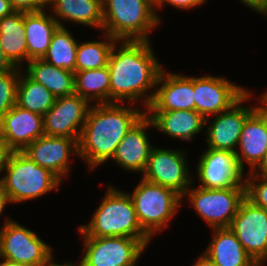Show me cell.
I'll return each instance as SVG.
<instances>
[{
	"instance_id": "obj_36",
	"label": "cell",
	"mask_w": 267,
	"mask_h": 266,
	"mask_svg": "<svg viewBox=\"0 0 267 266\" xmlns=\"http://www.w3.org/2000/svg\"><path fill=\"white\" fill-rule=\"evenodd\" d=\"M14 68L16 67L8 60L0 45V74L10 72Z\"/></svg>"
},
{
	"instance_id": "obj_44",
	"label": "cell",
	"mask_w": 267,
	"mask_h": 266,
	"mask_svg": "<svg viewBox=\"0 0 267 266\" xmlns=\"http://www.w3.org/2000/svg\"><path fill=\"white\" fill-rule=\"evenodd\" d=\"M53 266H75V265H73L71 262H67L64 264H56L53 262ZM77 266H84V265L81 262H79Z\"/></svg>"
},
{
	"instance_id": "obj_26",
	"label": "cell",
	"mask_w": 267,
	"mask_h": 266,
	"mask_svg": "<svg viewBox=\"0 0 267 266\" xmlns=\"http://www.w3.org/2000/svg\"><path fill=\"white\" fill-rule=\"evenodd\" d=\"M26 74L35 82L44 85L56 98L75 93L74 73L55 67L43 59L28 62Z\"/></svg>"
},
{
	"instance_id": "obj_25",
	"label": "cell",
	"mask_w": 267,
	"mask_h": 266,
	"mask_svg": "<svg viewBox=\"0 0 267 266\" xmlns=\"http://www.w3.org/2000/svg\"><path fill=\"white\" fill-rule=\"evenodd\" d=\"M0 45L8 60L15 66L27 61V42L24 37V11H15L0 19Z\"/></svg>"
},
{
	"instance_id": "obj_42",
	"label": "cell",
	"mask_w": 267,
	"mask_h": 266,
	"mask_svg": "<svg viewBox=\"0 0 267 266\" xmlns=\"http://www.w3.org/2000/svg\"><path fill=\"white\" fill-rule=\"evenodd\" d=\"M3 261H1L0 266H32L26 263H19V262H13L10 260H5L2 259Z\"/></svg>"
},
{
	"instance_id": "obj_19",
	"label": "cell",
	"mask_w": 267,
	"mask_h": 266,
	"mask_svg": "<svg viewBox=\"0 0 267 266\" xmlns=\"http://www.w3.org/2000/svg\"><path fill=\"white\" fill-rule=\"evenodd\" d=\"M150 126L154 128L151 118L145 113L130 128L112 157L119 166L130 172H144L153 148L146 132Z\"/></svg>"
},
{
	"instance_id": "obj_30",
	"label": "cell",
	"mask_w": 267,
	"mask_h": 266,
	"mask_svg": "<svg viewBox=\"0 0 267 266\" xmlns=\"http://www.w3.org/2000/svg\"><path fill=\"white\" fill-rule=\"evenodd\" d=\"M104 36V41L78 43L75 72L108 66L113 46L119 41L107 33H104Z\"/></svg>"
},
{
	"instance_id": "obj_41",
	"label": "cell",
	"mask_w": 267,
	"mask_h": 266,
	"mask_svg": "<svg viewBox=\"0 0 267 266\" xmlns=\"http://www.w3.org/2000/svg\"><path fill=\"white\" fill-rule=\"evenodd\" d=\"M9 203L11 204L9 196L4 191L2 185L0 184V216H1L2 211L4 210L5 206Z\"/></svg>"
},
{
	"instance_id": "obj_20",
	"label": "cell",
	"mask_w": 267,
	"mask_h": 266,
	"mask_svg": "<svg viewBox=\"0 0 267 266\" xmlns=\"http://www.w3.org/2000/svg\"><path fill=\"white\" fill-rule=\"evenodd\" d=\"M235 152L238 163L244 171V161L250 165L252 172L267 151V111L259 106L245 121Z\"/></svg>"
},
{
	"instance_id": "obj_4",
	"label": "cell",
	"mask_w": 267,
	"mask_h": 266,
	"mask_svg": "<svg viewBox=\"0 0 267 266\" xmlns=\"http://www.w3.org/2000/svg\"><path fill=\"white\" fill-rule=\"evenodd\" d=\"M102 31L118 41H149L161 20L148 0H102Z\"/></svg>"
},
{
	"instance_id": "obj_11",
	"label": "cell",
	"mask_w": 267,
	"mask_h": 266,
	"mask_svg": "<svg viewBox=\"0 0 267 266\" xmlns=\"http://www.w3.org/2000/svg\"><path fill=\"white\" fill-rule=\"evenodd\" d=\"M185 151L152 148L142 178L170 188L182 197L192 184Z\"/></svg>"
},
{
	"instance_id": "obj_32",
	"label": "cell",
	"mask_w": 267,
	"mask_h": 266,
	"mask_svg": "<svg viewBox=\"0 0 267 266\" xmlns=\"http://www.w3.org/2000/svg\"><path fill=\"white\" fill-rule=\"evenodd\" d=\"M247 176L245 178L246 198L254 205L267 210V177L256 176L251 172Z\"/></svg>"
},
{
	"instance_id": "obj_27",
	"label": "cell",
	"mask_w": 267,
	"mask_h": 266,
	"mask_svg": "<svg viewBox=\"0 0 267 266\" xmlns=\"http://www.w3.org/2000/svg\"><path fill=\"white\" fill-rule=\"evenodd\" d=\"M75 93L97 104L110 103L109 67L74 72Z\"/></svg>"
},
{
	"instance_id": "obj_12",
	"label": "cell",
	"mask_w": 267,
	"mask_h": 266,
	"mask_svg": "<svg viewBox=\"0 0 267 266\" xmlns=\"http://www.w3.org/2000/svg\"><path fill=\"white\" fill-rule=\"evenodd\" d=\"M197 167V176L201 182L199 187L206 189L245 187L244 172L235 152L207 148L201 155Z\"/></svg>"
},
{
	"instance_id": "obj_16",
	"label": "cell",
	"mask_w": 267,
	"mask_h": 266,
	"mask_svg": "<svg viewBox=\"0 0 267 266\" xmlns=\"http://www.w3.org/2000/svg\"><path fill=\"white\" fill-rule=\"evenodd\" d=\"M39 166L50 170L60 180L68 174L69 155H79L78 141L74 138L42 135L23 151Z\"/></svg>"
},
{
	"instance_id": "obj_28",
	"label": "cell",
	"mask_w": 267,
	"mask_h": 266,
	"mask_svg": "<svg viewBox=\"0 0 267 266\" xmlns=\"http://www.w3.org/2000/svg\"><path fill=\"white\" fill-rule=\"evenodd\" d=\"M55 99L44 85L35 82L23 71L20 73L16 105L43 116L53 106Z\"/></svg>"
},
{
	"instance_id": "obj_1",
	"label": "cell",
	"mask_w": 267,
	"mask_h": 266,
	"mask_svg": "<svg viewBox=\"0 0 267 266\" xmlns=\"http://www.w3.org/2000/svg\"><path fill=\"white\" fill-rule=\"evenodd\" d=\"M119 43V48L118 42L114 44L108 64L110 103L128 100L133 104L142 99L147 110L155 93H146L150 88L156 89L163 67L154 56L149 41L122 40Z\"/></svg>"
},
{
	"instance_id": "obj_8",
	"label": "cell",
	"mask_w": 267,
	"mask_h": 266,
	"mask_svg": "<svg viewBox=\"0 0 267 266\" xmlns=\"http://www.w3.org/2000/svg\"><path fill=\"white\" fill-rule=\"evenodd\" d=\"M188 192V193H187ZM199 216L213 228L230 227L242 201L246 198V187L206 189L195 187L184 194Z\"/></svg>"
},
{
	"instance_id": "obj_35",
	"label": "cell",
	"mask_w": 267,
	"mask_h": 266,
	"mask_svg": "<svg viewBox=\"0 0 267 266\" xmlns=\"http://www.w3.org/2000/svg\"><path fill=\"white\" fill-rule=\"evenodd\" d=\"M245 4V6L257 11L260 14L267 16V0H239Z\"/></svg>"
},
{
	"instance_id": "obj_2",
	"label": "cell",
	"mask_w": 267,
	"mask_h": 266,
	"mask_svg": "<svg viewBox=\"0 0 267 266\" xmlns=\"http://www.w3.org/2000/svg\"><path fill=\"white\" fill-rule=\"evenodd\" d=\"M94 105L89 108L78 140V156L88 163L89 169L112 159L117 145L146 113L117 102Z\"/></svg>"
},
{
	"instance_id": "obj_22",
	"label": "cell",
	"mask_w": 267,
	"mask_h": 266,
	"mask_svg": "<svg viewBox=\"0 0 267 266\" xmlns=\"http://www.w3.org/2000/svg\"><path fill=\"white\" fill-rule=\"evenodd\" d=\"M44 11H24V37L27 42L28 62L44 57L54 32L60 26L52 14L47 15Z\"/></svg>"
},
{
	"instance_id": "obj_7",
	"label": "cell",
	"mask_w": 267,
	"mask_h": 266,
	"mask_svg": "<svg viewBox=\"0 0 267 266\" xmlns=\"http://www.w3.org/2000/svg\"><path fill=\"white\" fill-rule=\"evenodd\" d=\"M84 242V266H131L137 263L150 239L131 237H89L81 230Z\"/></svg>"
},
{
	"instance_id": "obj_14",
	"label": "cell",
	"mask_w": 267,
	"mask_h": 266,
	"mask_svg": "<svg viewBox=\"0 0 267 266\" xmlns=\"http://www.w3.org/2000/svg\"><path fill=\"white\" fill-rule=\"evenodd\" d=\"M90 107L89 102L76 93L57 97L43 115L44 134L78 141Z\"/></svg>"
},
{
	"instance_id": "obj_45",
	"label": "cell",
	"mask_w": 267,
	"mask_h": 266,
	"mask_svg": "<svg viewBox=\"0 0 267 266\" xmlns=\"http://www.w3.org/2000/svg\"><path fill=\"white\" fill-rule=\"evenodd\" d=\"M154 6L159 2V0H148Z\"/></svg>"
},
{
	"instance_id": "obj_9",
	"label": "cell",
	"mask_w": 267,
	"mask_h": 266,
	"mask_svg": "<svg viewBox=\"0 0 267 266\" xmlns=\"http://www.w3.org/2000/svg\"><path fill=\"white\" fill-rule=\"evenodd\" d=\"M6 219L0 230V258L32 266L51 265L52 248L35 232Z\"/></svg>"
},
{
	"instance_id": "obj_6",
	"label": "cell",
	"mask_w": 267,
	"mask_h": 266,
	"mask_svg": "<svg viewBox=\"0 0 267 266\" xmlns=\"http://www.w3.org/2000/svg\"><path fill=\"white\" fill-rule=\"evenodd\" d=\"M129 194L140 226L150 238L168 225L180 208L183 198L176 191L144 178Z\"/></svg>"
},
{
	"instance_id": "obj_24",
	"label": "cell",
	"mask_w": 267,
	"mask_h": 266,
	"mask_svg": "<svg viewBox=\"0 0 267 266\" xmlns=\"http://www.w3.org/2000/svg\"><path fill=\"white\" fill-rule=\"evenodd\" d=\"M51 11L55 20L63 26L62 20H68L89 27H97L102 31V0H50ZM61 19V20H60Z\"/></svg>"
},
{
	"instance_id": "obj_33",
	"label": "cell",
	"mask_w": 267,
	"mask_h": 266,
	"mask_svg": "<svg viewBox=\"0 0 267 266\" xmlns=\"http://www.w3.org/2000/svg\"><path fill=\"white\" fill-rule=\"evenodd\" d=\"M12 7L16 11H40L45 10L46 5L50 4V0H10Z\"/></svg>"
},
{
	"instance_id": "obj_37",
	"label": "cell",
	"mask_w": 267,
	"mask_h": 266,
	"mask_svg": "<svg viewBox=\"0 0 267 266\" xmlns=\"http://www.w3.org/2000/svg\"><path fill=\"white\" fill-rule=\"evenodd\" d=\"M253 175L267 177V151L257 167L251 172Z\"/></svg>"
},
{
	"instance_id": "obj_23",
	"label": "cell",
	"mask_w": 267,
	"mask_h": 266,
	"mask_svg": "<svg viewBox=\"0 0 267 266\" xmlns=\"http://www.w3.org/2000/svg\"><path fill=\"white\" fill-rule=\"evenodd\" d=\"M213 231L214 236L204 253L218 266H259L229 227Z\"/></svg>"
},
{
	"instance_id": "obj_21",
	"label": "cell",
	"mask_w": 267,
	"mask_h": 266,
	"mask_svg": "<svg viewBox=\"0 0 267 266\" xmlns=\"http://www.w3.org/2000/svg\"><path fill=\"white\" fill-rule=\"evenodd\" d=\"M146 114L151 118L155 129L186 141L192 140L208 124V119L196 110L147 111Z\"/></svg>"
},
{
	"instance_id": "obj_29",
	"label": "cell",
	"mask_w": 267,
	"mask_h": 266,
	"mask_svg": "<svg viewBox=\"0 0 267 266\" xmlns=\"http://www.w3.org/2000/svg\"><path fill=\"white\" fill-rule=\"evenodd\" d=\"M78 41L65 26H59L53 34L50 46L42 58L55 67L75 72Z\"/></svg>"
},
{
	"instance_id": "obj_15",
	"label": "cell",
	"mask_w": 267,
	"mask_h": 266,
	"mask_svg": "<svg viewBox=\"0 0 267 266\" xmlns=\"http://www.w3.org/2000/svg\"><path fill=\"white\" fill-rule=\"evenodd\" d=\"M250 97L251 93L248 91L229 110L215 115L212 124L206 130L207 148L237 151L243 125L246 119L258 108V106H242Z\"/></svg>"
},
{
	"instance_id": "obj_3",
	"label": "cell",
	"mask_w": 267,
	"mask_h": 266,
	"mask_svg": "<svg viewBox=\"0 0 267 266\" xmlns=\"http://www.w3.org/2000/svg\"><path fill=\"white\" fill-rule=\"evenodd\" d=\"M89 237L151 239L141 228L130 194L109 186L88 225L79 227Z\"/></svg>"
},
{
	"instance_id": "obj_5",
	"label": "cell",
	"mask_w": 267,
	"mask_h": 266,
	"mask_svg": "<svg viewBox=\"0 0 267 266\" xmlns=\"http://www.w3.org/2000/svg\"><path fill=\"white\" fill-rule=\"evenodd\" d=\"M0 184L11 203L36 199L56 190L61 180L50 170L39 166L22 151L9 152Z\"/></svg>"
},
{
	"instance_id": "obj_40",
	"label": "cell",
	"mask_w": 267,
	"mask_h": 266,
	"mask_svg": "<svg viewBox=\"0 0 267 266\" xmlns=\"http://www.w3.org/2000/svg\"><path fill=\"white\" fill-rule=\"evenodd\" d=\"M9 152L10 151L7 149L4 142L0 138V172H3L5 162H6Z\"/></svg>"
},
{
	"instance_id": "obj_17",
	"label": "cell",
	"mask_w": 267,
	"mask_h": 266,
	"mask_svg": "<svg viewBox=\"0 0 267 266\" xmlns=\"http://www.w3.org/2000/svg\"><path fill=\"white\" fill-rule=\"evenodd\" d=\"M42 135L43 116L16 104L0 120V138L10 152L23 151Z\"/></svg>"
},
{
	"instance_id": "obj_43",
	"label": "cell",
	"mask_w": 267,
	"mask_h": 266,
	"mask_svg": "<svg viewBox=\"0 0 267 266\" xmlns=\"http://www.w3.org/2000/svg\"><path fill=\"white\" fill-rule=\"evenodd\" d=\"M260 101V103L263 105L262 107L267 111V91L266 93H263Z\"/></svg>"
},
{
	"instance_id": "obj_39",
	"label": "cell",
	"mask_w": 267,
	"mask_h": 266,
	"mask_svg": "<svg viewBox=\"0 0 267 266\" xmlns=\"http://www.w3.org/2000/svg\"><path fill=\"white\" fill-rule=\"evenodd\" d=\"M193 266H218L206 253H202Z\"/></svg>"
},
{
	"instance_id": "obj_38",
	"label": "cell",
	"mask_w": 267,
	"mask_h": 266,
	"mask_svg": "<svg viewBox=\"0 0 267 266\" xmlns=\"http://www.w3.org/2000/svg\"><path fill=\"white\" fill-rule=\"evenodd\" d=\"M16 10L12 7L10 0H0V19L11 15Z\"/></svg>"
},
{
	"instance_id": "obj_18",
	"label": "cell",
	"mask_w": 267,
	"mask_h": 266,
	"mask_svg": "<svg viewBox=\"0 0 267 266\" xmlns=\"http://www.w3.org/2000/svg\"><path fill=\"white\" fill-rule=\"evenodd\" d=\"M156 88L147 111L195 110L194 77L166 73L163 68Z\"/></svg>"
},
{
	"instance_id": "obj_13",
	"label": "cell",
	"mask_w": 267,
	"mask_h": 266,
	"mask_svg": "<svg viewBox=\"0 0 267 266\" xmlns=\"http://www.w3.org/2000/svg\"><path fill=\"white\" fill-rule=\"evenodd\" d=\"M243 87L223 77L200 76L194 78L195 110L205 119L229 110L246 93Z\"/></svg>"
},
{
	"instance_id": "obj_31",
	"label": "cell",
	"mask_w": 267,
	"mask_h": 266,
	"mask_svg": "<svg viewBox=\"0 0 267 266\" xmlns=\"http://www.w3.org/2000/svg\"><path fill=\"white\" fill-rule=\"evenodd\" d=\"M21 68L0 74V120L16 104L17 86Z\"/></svg>"
},
{
	"instance_id": "obj_34",
	"label": "cell",
	"mask_w": 267,
	"mask_h": 266,
	"mask_svg": "<svg viewBox=\"0 0 267 266\" xmlns=\"http://www.w3.org/2000/svg\"><path fill=\"white\" fill-rule=\"evenodd\" d=\"M205 0H159V2L154 6L155 10L156 8L161 9L165 3L171 4L172 6L183 9V10H189L190 8H195L197 6H200L203 4Z\"/></svg>"
},
{
	"instance_id": "obj_10",
	"label": "cell",
	"mask_w": 267,
	"mask_h": 266,
	"mask_svg": "<svg viewBox=\"0 0 267 266\" xmlns=\"http://www.w3.org/2000/svg\"><path fill=\"white\" fill-rule=\"evenodd\" d=\"M259 265L267 260V210L245 198L229 227Z\"/></svg>"
}]
</instances>
